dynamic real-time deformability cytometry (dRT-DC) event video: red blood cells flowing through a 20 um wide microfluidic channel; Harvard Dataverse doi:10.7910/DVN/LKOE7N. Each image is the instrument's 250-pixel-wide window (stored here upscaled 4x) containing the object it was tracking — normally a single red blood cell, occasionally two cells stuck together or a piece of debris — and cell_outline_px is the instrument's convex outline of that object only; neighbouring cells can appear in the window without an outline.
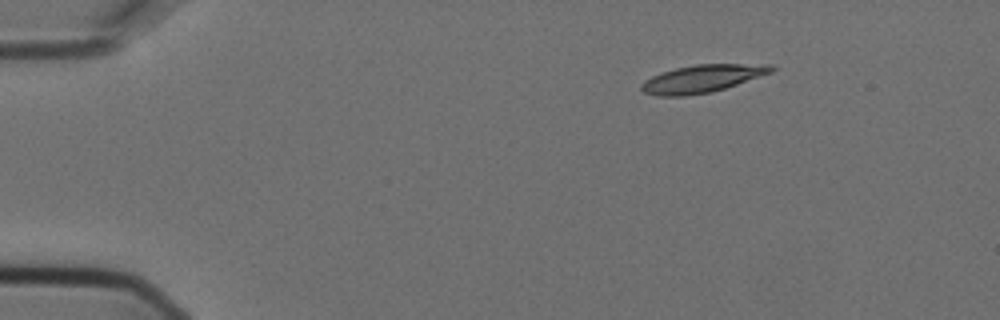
{"species": "Egyptian fruit bat (a non-hibernating species)", "species_latin": "Rousettus aegyptiacus", "temperature_condition": "cold", "stored_images_in_passage": 2, "camera_frame_rate_fps": 3000, "um_per_image_px": 0.085, "animal": {"sex": "female"}, "frame": {"image": 1, "passage_image": 1, "time_ms": 0.0, "image_size_px": [1000, 320], "cell_outline_px": [[776, 68], [772, 72], [712, 92], [688, 96], [656, 96], [644, 92], [640, 88], [640, 84], [644, 80], [652, 76], [676, 68], [696, 64], [772, 64]], "centroid_in_image_um": [59.67, 6.69], "position_along_channel_um": 25.3, "area_um2": 20.87}}